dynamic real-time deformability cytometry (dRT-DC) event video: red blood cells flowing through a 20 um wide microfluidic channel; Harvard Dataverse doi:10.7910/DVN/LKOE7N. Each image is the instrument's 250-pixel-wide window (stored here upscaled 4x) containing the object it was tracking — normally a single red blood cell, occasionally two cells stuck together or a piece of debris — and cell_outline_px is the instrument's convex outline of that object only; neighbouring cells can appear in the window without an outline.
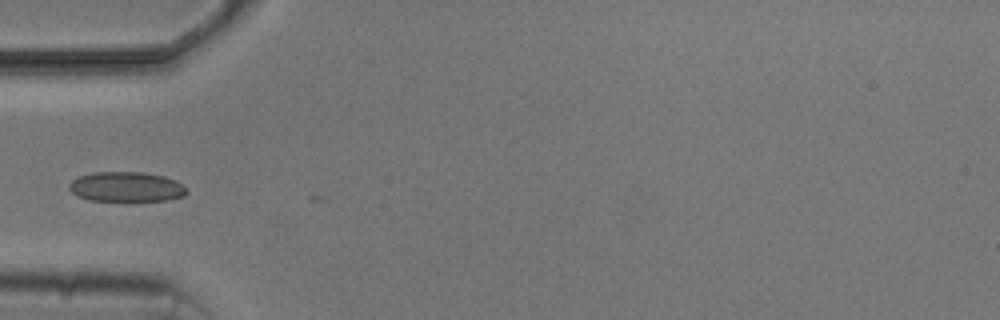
{"species": "common noctule bat (a hibernating species)", "species_latin": "Nyctalus noctula", "temperature_condition": "cold", "stored_images_in_passage": 1, "camera_frame_rate_fps": 3000, "um_per_image_px": 0.085, "animal": {"sex": "male", "body_mass_g": 20.5, "forearm_length_mm": 52.5}, "frame": {"image": 1, "passage_image": 1, "time_ms": 0.0, "image_size_px": [1000, 320], "cell_outline_px": [[188, 192], [184, 196], [168, 200], [88, 200], [76, 196], [68, 188], [68, 184], [72, 180], [80, 176], [92, 172], [144, 172], [164, 176], [176, 180]], "centroid_in_image_um": [10.71, 15.87], "position_along_channel_um": 74.3, "area_um2": 20.4}}